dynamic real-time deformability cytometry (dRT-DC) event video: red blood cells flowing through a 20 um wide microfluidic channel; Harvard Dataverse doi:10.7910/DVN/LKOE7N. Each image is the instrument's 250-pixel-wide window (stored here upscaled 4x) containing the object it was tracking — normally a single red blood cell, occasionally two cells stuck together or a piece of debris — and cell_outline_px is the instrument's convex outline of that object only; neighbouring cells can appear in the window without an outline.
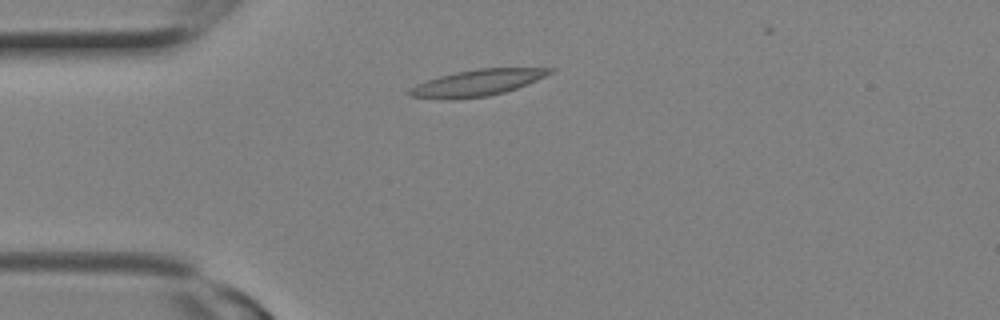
{"species": "Egyptian fruit bat (a non-hibernating species)", "species_latin": "Rousettus aegyptiacus", "temperature_condition": "room temperature", "stored_images_in_passage": 5, "camera_frame_rate_fps": 3000, "um_per_image_px": 0.085, "animal": {"sex": "female"}, "frame": {"image": 1, "passage_image": 3, "time_ms": 0.667, "image_size_px": [1000, 320], "cell_outline_px": [[556, 68], [552, 72], [528, 84], [504, 92], [488, 96], [408, 96], [408, 88], [416, 84], [440, 76], [456, 72], [476, 68]], "centroid_in_image_um": [40.66, 6.97], "position_along_channel_um": 44.3, "area_um2": 20.35}}